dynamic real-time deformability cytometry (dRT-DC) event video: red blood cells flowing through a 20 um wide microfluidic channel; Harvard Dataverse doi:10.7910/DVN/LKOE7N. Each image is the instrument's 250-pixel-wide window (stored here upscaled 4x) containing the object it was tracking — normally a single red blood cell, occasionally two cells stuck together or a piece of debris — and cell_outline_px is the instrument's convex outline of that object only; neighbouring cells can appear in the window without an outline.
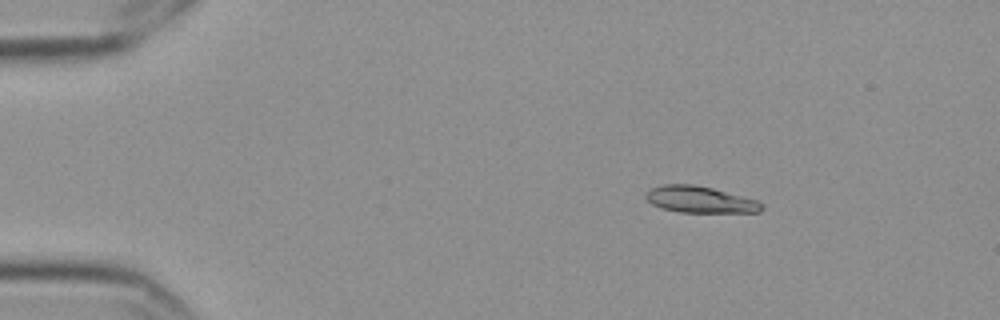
{"species": "Egyptian fruit bat (a non-hibernating species)", "species_latin": "Rousettus aegyptiacus", "temperature_condition": "cold", "stored_images_in_passage": 49, "camera_frame_rate_fps": 3000, "um_per_image_px": 0.085, "frame": {"image": 1, "passage_image": 1, "time_ms": 0.0, "image_size_px": [1000, 320], "cell_outline_px": [[764, 208], [760, 212], [680, 212], [660, 208], [652, 204], [644, 196], [644, 192], [648, 188], [664, 184], [692, 184], [712, 188], [760, 200], [764, 204]], "centroid_in_image_um": [59.5, 16.95], "position_along_channel_um": 25.5, "area_um2": 18.21}}
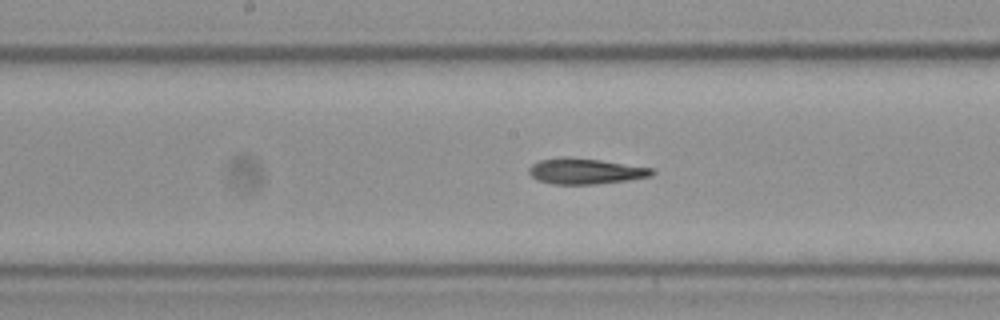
{"frame": {"image": 2, "passage_image": 22, "time_ms": 7.0, "image_size_px": [1000, 320], "cell_outline_px": [[656, 172], [652, 176], [628, 180], [596, 184], [552, 184], [536, 180], [528, 172], [528, 168], [532, 164], [540, 160], [600, 160], [652, 168]], "centroid_in_image_um": [49.81, 14.6], "position_along_channel_um": 198.4, "area_um2": 17.63}}
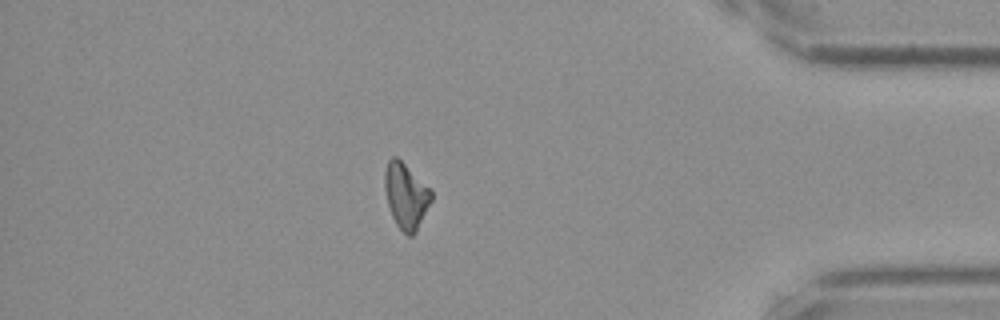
{"frame": {"image": 3, "passage_image": 42, "time_ms": 13.667, "image_size_px": [1000, 320], "cell_outline_px": [[432, 200], [416, 232], [412, 236], [408, 236], [396, 224], [392, 216], [388, 204], [384, 188], [384, 172], [388, 160], [392, 156], [396, 156], [432, 188]], "centroid_in_image_um": [34.52, 16.62], "position_along_channel_um": 400.7, "area_um2": 17.98}, "authors_computed_cell_mechanics": {"area_um2": 18.3226, "velocity_mm_per_s": 3.5633, "shape_relaxation_time_tau1_ms": 9.3498, "shape_relaxation_time_tau2_ms": null, "deformation_change_tau1": 0.1878, "deformation_change_tau2": null}}